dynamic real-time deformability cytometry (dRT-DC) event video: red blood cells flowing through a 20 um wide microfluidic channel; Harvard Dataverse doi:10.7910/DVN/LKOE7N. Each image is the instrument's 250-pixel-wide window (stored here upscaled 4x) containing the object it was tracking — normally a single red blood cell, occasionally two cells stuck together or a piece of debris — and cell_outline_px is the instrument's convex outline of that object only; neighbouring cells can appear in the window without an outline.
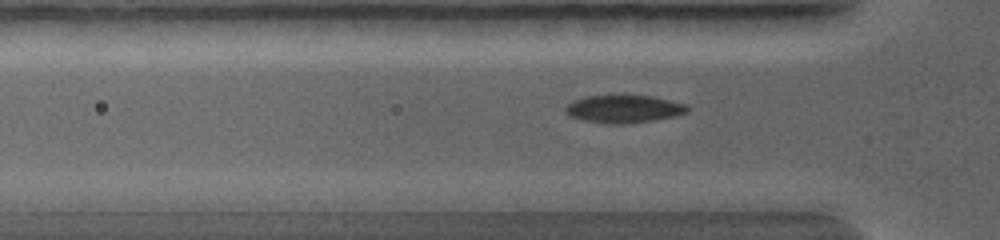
{"species": "common noctule bat (a hibernating species)", "species_latin": "Nyctalus noctula", "temperature_condition": "warm", "stored_images_in_passage": 44, "camera_frame_rate_fps": 5000, "um_per_image_px": 0.085, "animal": {"sex": "female", "body_mass_g": 19.0, "forearm_length_mm": 56.7}, "frame": {"image": 1, "passage_image": 8, "time_ms": 2.2, "image_size_px": [1000, 240], "cell_outline_px": [[688, 112], [648, 120], [588, 120], [572, 116], [564, 108], [572, 100], [584, 96], [652, 96], [688, 104]], "centroid_in_image_um": [53.05, 9.17], "position_along_channel_um": 72.8, "area_um2": 17.98}}
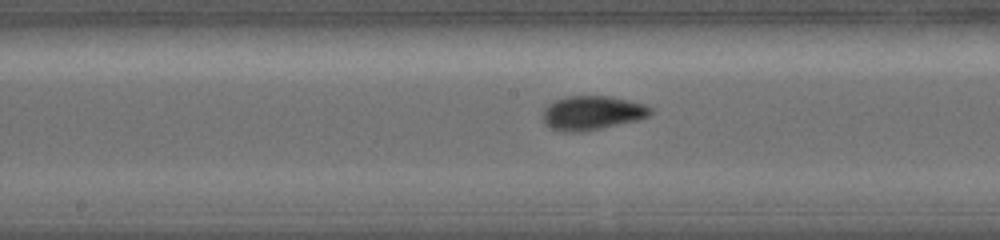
{"frame": {"image": 2, "passage_image": 17, "time_ms": 4.4, "image_size_px": [1000, 240], "cell_outline_px": [[652, 112], [648, 116], [632, 120], [596, 128], [556, 128], [548, 124], [544, 120], [544, 108], [552, 100], [564, 96], [612, 96], [644, 104], [652, 108]], "centroid_in_image_um": [50.36, 9.49], "position_along_channel_um": 197.8, "area_um2": 19.94}}
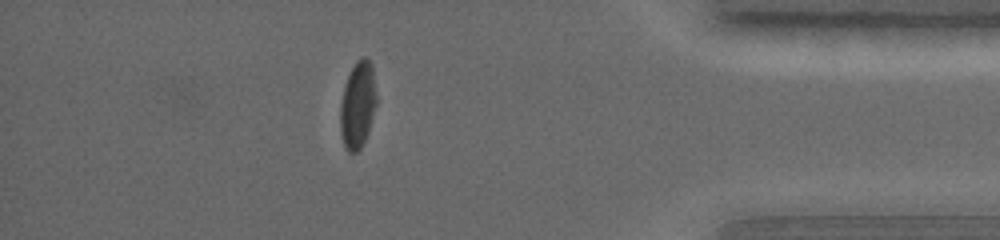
{"frame": {"image": 3, "passage_image": 35, "time_ms": 8.6, "image_size_px": [1000, 240], "cell_outline_px": [[376, 100], [368, 128], [364, 140], [352, 152], [344, 144], [340, 120], [340, 112], [344, 84], [356, 60], [360, 56], [364, 56], [372, 64], [376, 96]], "centroid_in_image_um": [30.4, 8.77], "position_along_channel_um": 404.8, "area_um2": 17.34}}